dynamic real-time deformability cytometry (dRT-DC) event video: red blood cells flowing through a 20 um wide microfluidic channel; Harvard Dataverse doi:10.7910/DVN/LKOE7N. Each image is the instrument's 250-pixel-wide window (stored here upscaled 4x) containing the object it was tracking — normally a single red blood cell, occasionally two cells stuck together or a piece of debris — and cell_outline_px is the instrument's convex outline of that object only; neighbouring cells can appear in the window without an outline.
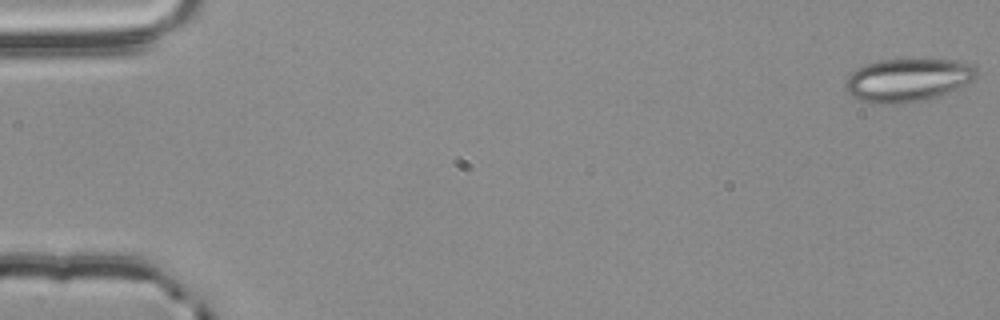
{"species": "common noctule bat (a hibernating species)", "species_latin": "Nyctalus noctula", "temperature_condition": "room temperature", "stored_images_in_passage": 56, "segment_of_instrument_passage": [1, 2], "camera_frame_rate_fps": 3000, "um_per_image_px": 0.085, "animal": {"sex": "male", "body_mass_g": 20.4}, "frame": {"image": 1, "passage_image": 1, "time_ms": 0.0, "image_size_px": [1000, 320], "cell_outline_px": [[976, 76], [972, 80], [932, 100], [904, 104], [872, 104], [860, 100], [852, 96], [844, 88], [844, 84], [848, 76], [852, 72], [864, 64], [880, 60], [956, 60], [972, 64], [976, 68]], "centroid_in_image_um": [77.12, 6.83], "position_along_channel_um": 7.9, "area_um2": 33.23}}
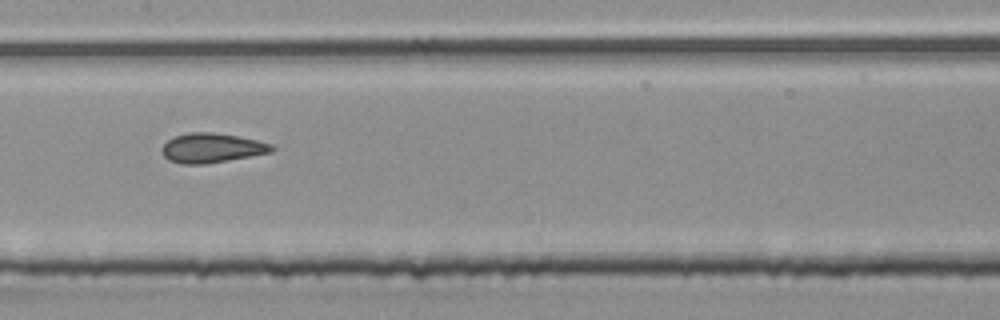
{"frame": {"image": 2, "passage_image": 28, "time_ms": 9.0, "image_size_px": [1000, 320], "cell_outline_px": [[276, 148], [272, 152], [252, 156], [204, 164], [184, 164], [168, 160], [164, 156], [160, 148], [172, 136], [188, 132], [212, 132], [236, 136], [256, 140], [272, 144]], "centroid_in_image_um": [17.98, 12.57], "position_along_channel_um": 189.4, "area_um2": 18.96}}
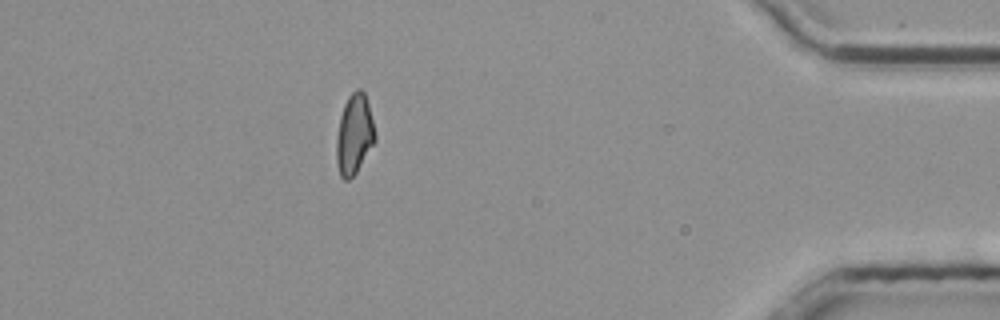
{"frame": {"image": 3, "passage_image": 49, "time_ms": 16.0, "image_size_px": [1000, 320], "cell_outline_px": [[376, 140], [356, 172], [348, 180], [344, 180], [340, 176], [336, 160], [336, 136], [340, 116], [344, 104], [348, 96], [356, 88], [360, 88], [364, 92], [368, 104], [376, 136]], "centroid_in_image_um": [30.09, 11.41], "position_along_channel_um": 405.1, "area_um2": 17.98}}